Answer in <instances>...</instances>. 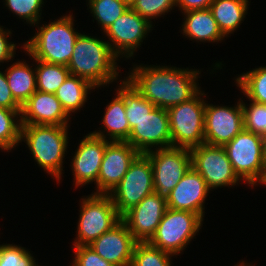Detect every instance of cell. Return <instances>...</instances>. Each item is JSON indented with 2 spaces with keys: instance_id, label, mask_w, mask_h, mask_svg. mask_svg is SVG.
<instances>
[{
  "instance_id": "cell-10",
  "label": "cell",
  "mask_w": 266,
  "mask_h": 266,
  "mask_svg": "<svg viewBox=\"0 0 266 266\" xmlns=\"http://www.w3.org/2000/svg\"><path fill=\"white\" fill-rule=\"evenodd\" d=\"M190 154L191 167L202 176L210 190L240 183L223 146L204 143L192 148Z\"/></svg>"
},
{
  "instance_id": "cell-2",
  "label": "cell",
  "mask_w": 266,
  "mask_h": 266,
  "mask_svg": "<svg viewBox=\"0 0 266 266\" xmlns=\"http://www.w3.org/2000/svg\"><path fill=\"white\" fill-rule=\"evenodd\" d=\"M118 57L103 39L80 34L67 65L70 75L89 81L96 88L118 79ZM118 70V72H117Z\"/></svg>"
},
{
  "instance_id": "cell-20",
  "label": "cell",
  "mask_w": 266,
  "mask_h": 266,
  "mask_svg": "<svg viewBox=\"0 0 266 266\" xmlns=\"http://www.w3.org/2000/svg\"><path fill=\"white\" fill-rule=\"evenodd\" d=\"M21 125L68 126L70 116L55 94L36 91L21 108Z\"/></svg>"
},
{
  "instance_id": "cell-1",
  "label": "cell",
  "mask_w": 266,
  "mask_h": 266,
  "mask_svg": "<svg viewBox=\"0 0 266 266\" xmlns=\"http://www.w3.org/2000/svg\"><path fill=\"white\" fill-rule=\"evenodd\" d=\"M135 66L126 79L156 107L167 110L190 100L201 90L196 83L201 73L197 69L143 64Z\"/></svg>"
},
{
  "instance_id": "cell-27",
  "label": "cell",
  "mask_w": 266,
  "mask_h": 266,
  "mask_svg": "<svg viewBox=\"0 0 266 266\" xmlns=\"http://www.w3.org/2000/svg\"><path fill=\"white\" fill-rule=\"evenodd\" d=\"M35 62L38 63V65L36 63L37 67L35 66L37 90L55 94L70 75L68 67L41 60H35Z\"/></svg>"
},
{
  "instance_id": "cell-4",
  "label": "cell",
  "mask_w": 266,
  "mask_h": 266,
  "mask_svg": "<svg viewBox=\"0 0 266 266\" xmlns=\"http://www.w3.org/2000/svg\"><path fill=\"white\" fill-rule=\"evenodd\" d=\"M69 126L21 125L20 141H24L38 166L53 179L61 180L63 158L67 152Z\"/></svg>"
},
{
  "instance_id": "cell-22",
  "label": "cell",
  "mask_w": 266,
  "mask_h": 266,
  "mask_svg": "<svg viewBox=\"0 0 266 266\" xmlns=\"http://www.w3.org/2000/svg\"><path fill=\"white\" fill-rule=\"evenodd\" d=\"M105 108L102 119L104 131L98 130L91 133L108 141H126L131 129L125 115L124 98L116 91V97ZM105 131L106 134H104Z\"/></svg>"
},
{
  "instance_id": "cell-3",
  "label": "cell",
  "mask_w": 266,
  "mask_h": 266,
  "mask_svg": "<svg viewBox=\"0 0 266 266\" xmlns=\"http://www.w3.org/2000/svg\"><path fill=\"white\" fill-rule=\"evenodd\" d=\"M71 13L38 27L34 37L23 44V50L34 60L67 66L81 33L74 29Z\"/></svg>"
},
{
  "instance_id": "cell-23",
  "label": "cell",
  "mask_w": 266,
  "mask_h": 266,
  "mask_svg": "<svg viewBox=\"0 0 266 266\" xmlns=\"http://www.w3.org/2000/svg\"><path fill=\"white\" fill-rule=\"evenodd\" d=\"M5 76L14 99L22 106L36 91V71L26 61L14 62Z\"/></svg>"
},
{
  "instance_id": "cell-34",
  "label": "cell",
  "mask_w": 266,
  "mask_h": 266,
  "mask_svg": "<svg viewBox=\"0 0 266 266\" xmlns=\"http://www.w3.org/2000/svg\"><path fill=\"white\" fill-rule=\"evenodd\" d=\"M0 266H38L30 251L19 245H0Z\"/></svg>"
},
{
  "instance_id": "cell-31",
  "label": "cell",
  "mask_w": 266,
  "mask_h": 266,
  "mask_svg": "<svg viewBox=\"0 0 266 266\" xmlns=\"http://www.w3.org/2000/svg\"><path fill=\"white\" fill-rule=\"evenodd\" d=\"M174 256L148 242H137L132 256L131 266H171Z\"/></svg>"
},
{
  "instance_id": "cell-38",
  "label": "cell",
  "mask_w": 266,
  "mask_h": 266,
  "mask_svg": "<svg viewBox=\"0 0 266 266\" xmlns=\"http://www.w3.org/2000/svg\"><path fill=\"white\" fill-rule=\"evenodd\" d=\"M0 107L21 109L22 106L14 99L4 72L0 71Z\"/></svg>"
},
{
  "instance_id": "cell-7",
  "label": "cell",
  "mask_w": 266,
  "mask_h": 266,
  "mask_svg": "<svg viewBox=\"0 0 266 266\" xmlns=\"http://www.w3.org/2000/svg\"><path fill=\"white\" fill-rule=\"evenodd\" d=\"M203 220L197 213L167 208L148 243L174 256L178 255L199 232Z\"/></svg>"
},
{
  "instance_id": "cell-11",
  "label": "cell",
  "mask_w": 266,
  "mask_h": 266,
  "mask_svg": "<svg viewBox=\"0 0 266 266\" xmlns=\"http://www.w3.org/2000/svg\"><path fill=\"white\" fill-rule=\"evenodd\" d=\"M145 154L152 164L154 191L167 197L191 168L190 150L171 146Z\"/></svg>"
},
{
  "instance_id": "cell-15",
  "label": "cell",
  "mask_w": 266,
  "mask_h": 266,
  "mask_svg": "<svg viewBox=\"0 0 266 266\" xmlns=\"http://www.w3.org/2000/svg\"><path fill=\"white\" fill-rule=\"evenodd\" d=\"M126 141L143 154L152 151L153 147L154 149L171 147L167 110L155 107L136 123Z\"/></svg>"
},
{
  "instance_id": "cell-17",
  "label": "cell",
  "mask_w": 266,
  "mask_h": 266,
  "mask_svg": "<svg viewBox=\"0 0 266 266\" xmlns=\"http://www.w3.org/2000/svg\"><path fill=\"white\" fill-rule=\"evenodd\" d=\"M109 141L93 135L91 132L80 141L70 166L74 175L76 188L95 182L99 176V170Z\"/></svg>"
},
{
  "instance_id": "cell-9",
  "label": "cell",
  "mask_w": 266,
  "mask_h": 266,
  "mask_svg": "<svg viewBox=\"0 0 266 266\" xmlns=\"http://www.w3.org/2000/svg\"><path fill=\"white\" fill-rule=\"evenodd\" d=\"M154 192L151 161L146 154L140 153L133 160L121 181L108 195L122 217L143 198Z\"/></svg>"
},
{
  "instance_id": "cell-24",
  "label": "cell",
  "mask_w": 266,
  "mask_h": 266,
  "mask_svg": "<svg viewBox=\"0 0 266 266\" xmlns=\"http://www.w3.org/2000/svg\"><path fill=\"white\" fill-rule=\"evenodd\" d=\"M248 3L249 0H213L209 9L225 37L240 27L247 14Z\"/></svg>"
},
{
  "instance_id": "cell-18",
  "label": "cell",
  "mask_w": 266,
  "mask_h": 266,
  "mask_svg": "<svg viewBox=\"0 0 266 266\" xmlns=\"http://www.w3.org/2000/svg\"><path fill=\"white\" fill-rule=\"evenodd\" d=\"M209 193L205 180L191 167L167 195V207L197 213L204 218L203 204Z\"/></svg>"
},
{
  "instance_id": "cell-40",
  "label": "cell",
  "mask_w": 266,
  "mask_h": 266,
  "mask_svg": "<svg viewBox=\"0 0 266 266\" xmlns=\"http://www.w3.org/2000/svg\"><path fill=\"white\" fill-rule=\"evenodd\" d=\"M262 139H263V155L266 163V134L262 135Z\"/></svg>"
},
{
  "instance_id": "cell-5",
  "label": "cell",
  "mask_w": 266,
  "mask_h": 266,
  "mask_svg": "<svg viewBox=\"0 0 266 266\" xmlns=\"http://www.w3.org/2000/svg\"><path fill=\"white\" fill-rule=\"evenodd\" d=\"M234 172L249 186L266 184L262 135L242 130L223 146Z\"/></svg>"
},
{
  "instance_id": "cell-12",
  "label": "cell",
  "mask_w": 266,
  "mask_h": 266,
  "mask_svg": "<svg viewBox=\"0 0 266 266\" xmlns=\"http://www.w3.org/2000/svg\"><path fill=\"white\" fill-rule=\"evenodd\" d=\"M151 28L152 24L129 7L104 33L110 40L108 44L118 59L119 57L129 59L133 58L136 49L141 47V42L147 33H150Z\"/></svg>"
},
{
  "instance_id": "cell-42",
  "label": "cell",
  "mask_w": 266,
  "mask_h": 266,
  "mask_svg": "<svg viewBox=\"0 0 266 266\" xmlns=\"http://www.w3.org/2000/svg\"><path fill=\"white\" fill-rule=\"evenodd\" d=\"M235 266H248V265H246V263H244V261H242L240 264L238 263V264L235 265Z\"/></svg>"
},
{
  "instance_id": "cell-6",
  "label": "cell",
  "mask_w": 266,
  "mask_h": 266,
  "mask_svg": "<svg viewBox=\"0 0 266 266\" xmlns=\"http://www.w3.org/2000/svg\"><path fill=\"white\" fill-rule=\"evenodd\" d=\"M206 96L199 91L193 98L167 109L171 146L191 150L205 143L204 118Z\"/></svg>"
},
{
  "instance_id": "cell-14",
  "label": "cell",
  "mask_w": 266,
  "mask_h": 266,
  "mask_svg": "<svg viewBox=\"0 0 266 266\" xmlns=\"http://www.w3.org/2000/svg\"><path fill=\"white\" fill-rule=\"evenodd\" d=\"M139 154L127 141H109L102 158L94 194H109Z\"/></svg>"
},
{
  "instance_id": "cell-16",
  "label": "cell",
  "mask_w": 266,
  "mask_h": 266,
  "mask_svg": "<svg viewBox=\"0 0 266 266\" xmlns=\"http://www.w3.org/2000/svg\"><path fill=\"white\" fill-rule=\"evenodd\" d=\"M167 208L166 197L154 192L127 211L121 220L127 225L137 242H148Z\"/></svg>"
},
{
  "instance_id": "cell-19",
  "label": "cell",
  "mask_w": 266,
  "mask_h": 266,
  "mask_svg": "<svg viewBox=\"0 0 266 266\" xmlns=\"http://www.w3.org/2000/svg\"><path fill=\"white\" fill-rule=\"evenodd\" d=\"M137 241L127 225L121 220L111 230L89 244L95 252L115 266H131L133 250Z\"/></svg>"
},
{
  "instance_id": "cell-32",
  "label": "cell",
  "mask_w": 266,
  "mask_h": 266,
  "mask_svg": "<svg viewBox=\"0 0 266 266\" xmlns=\"http://www.w3.org/2000/svg\"><path fill=\"white\" fill-rule=\"evenodd\" d=\"M246 105L241 100L244 130L260 135L266 134V105L253 101Z\"/></svg>"
},
{
  "instance_id": "cell-8",
  "label": "cell",
  "mask_w": 266,
  "mask_h": 266,
  "mask_svg": "<svg viewBox=\"0 0 266 266\" xmlns=\"http://www.w3.org/2000/svg\"><path fill=\"white\" fill-rule=\"evenodd\" d=\"M77 237L73 246L89 245L121 221L108 194H90L81 199Z\"/></svg>"
},
{
  "instance_id": "cell-41",
  "label": "cell",
  "mask_w": 266,
  "mask_h": 266,
  "mask_svg": "<svg viewBox=\"0 0 266 266\" xmlns=\"http://www.w3.org/2000/svg\"><path fill=\"white\" fill-rule=\"evenodd\" d=\"M123 1H125L129 6H131L133 2L136 0H123Z\"/></svg>"
},
{
  "instance_id": "cell-28",
  "label": "cell",
  "mask_w": 266,
  "mask_h": 266,
  "mask_svg": "<svg viewBox=\"0 0 266 266\" xmlns=\"http://www.w3.org/2000/svg\"><path fill=\"white\" fill-rule=\"evenodd\" d=\"M20 113L21 109L0 107V149L3 151L9 152L21 142Z\"/></svg>"
},
{
  "instance_id": "cell-35",
  "label": "cell",
  "mask_w": 266,
  "mask_h": 266,
  "mask_svg": "<svg viewBox=\"0 0 266 266\" xmlns=\"http://www.w3.org/2000/svg\"><path fill=\"white\" fill-rule=\"evenodd\" d=\"M174 6L176 0H136L130 7L152 24V19L165 15L174 9Z\"/></svg>"
},
{
  "instance_id": "cell-39",
  "label": "cell",
  "mask_w": 266,
  "mask_h": 266,
  "mask_svg": "<svg viewBox=\"0 0 266 266\" xmlns=\"http://www.w3.org/2000/svg\"><path fill=\"white\" fill-rule=\"evenodd\" d=\"M213 0H176V7L178 6L182 13L191 10H205L209 9Z\"/></svg>"
},
{
  "instance_id": "cell-13",
  "label": "cell",
  "mask_w": 266,
  "mask_h": 266,
  "mask_svg": "<svg viewBox=\"0 0 266 266\" xmlns=\"http://www.w3.org/2000/svg\"><path fill=\"white\" fill-rule=\"evenodd\" d=\"M240 100L233 107L208 104L205 101V144L224 146L244 129Z\"/></svg>"
},
{
  "instance_id": "cell-36",
  "label": "cell",
  "mask_w": 266,
  "mask_h": 266,
  "mask_svg": "<svg viewBox=\"0 0 266 266\" xmlns=\"http://www.w3.org/2000/svg\"><path fill=\"white\" fill-rule=\"evenodd\" d=\"M74 259L70 266H115L100 257L89 245L74 246Z\"/></svg>"
},
{
  "instance_id": "cell-30",
  "label": "cell",
  "mask_w": 266,
  "mask_h": 266,
  "mask_svg": "<svg viewBox=\"0 0 266 266\" xmlns=\"http://www.w3.org/2000/svg\"><path fill=\"white\" fill-rule=\"evenodd\" d=\"M90 12L103 32L130 6L123 0H87Z\"/></svg>"
},
{
  "instance_id": "cell-37",
  "label": "cell",
  "mask_w": 266,
  "mask_h": 266,
  "mask_svg": "<svg viewBox=\"0 0 266 266\" xmlns=\"http://www.w3.org/2000/svg\"><path fill=\"white\" fill-rule=\"evenodd\" d=\"M11 34V30L3 29V26H0V63L9 62L15 57L16 43L10 42L8 38L11 37Z\"/></svg>"
},
{
  "instance_id": "cell-25",
  "label": "cell",
  "mask_w": 266,
  "mask_h": 266,
  "mask_svg": "<svg viewBox=\"0 0 266 266\" xmlns=\"http://www.w3.org/2000/svg\"><path fill=\"white\" fill-rule=\"evenodd\" d=\"M96 89L84 78L69 75L63 84L55 92L56 98L60 101L62 108L70 116L84 107L87 102L90 90ZM89 92V93H88Z\"/></svg>"
},
{
  "instance_id": "cell-29",
  "label": "cell",
  "mask_w": 266,
  "mask_h": 266,
  "mask_svg": "<svg viewBox=\"0 0 266 266\" xmlns=\"http://www.w3.org/2000/svg\"><path fill=\"white\" fill-rule=\"evenodd\" d=\"M235 82L249 101L266 105V66L238 75Z\"/></svg>"
},
{
  "instance_id": "cell-26",
  "label": "cell",
  "mask_w": 266,
  "mask_h": 266,
  "mask_svg": "<svg viewBox=\"0 0 266 266\" xmlns=\"http://www.w3.org/2000/svg\"><path fill=\"white\" fill-rule=\"evenodd\" d=\"M116 91L125 100V115L130 129L156 107L125 78L122 79V83L120 82V86Z\"/></svg>"
},
{
  "instance_id": "cell-21",
  "label": "cell",
  "mask_w": 266,
  "mask_h": 266,
  "mask_svg": "<svg viewBox=\"0 0 266 266\" xmlns=\"http://www.w3.org/2000/svg\"><path fill=\"white\" fill-rule=\"evenodd\" d=\"M183 35L200 42H219L225 36L220 31L210 9L184 12Z\"/></svg>"
},
{
  "instance_id": "cell-33",
  "label": "cell",
  "mask_w": 266,
  "mask_h": 266,
  "mask_svg": "<svg viewBox=\"0 0 266 266\" xmlns=\"http://www.w3.org/2000/svg\"><path fill=\"white\" fill-rule=\"evenodd\" d=\"M6 7L18 18L26 20L31 26H37L41 17L44 0H4Z\"/></svg>"
}]
</instances>
